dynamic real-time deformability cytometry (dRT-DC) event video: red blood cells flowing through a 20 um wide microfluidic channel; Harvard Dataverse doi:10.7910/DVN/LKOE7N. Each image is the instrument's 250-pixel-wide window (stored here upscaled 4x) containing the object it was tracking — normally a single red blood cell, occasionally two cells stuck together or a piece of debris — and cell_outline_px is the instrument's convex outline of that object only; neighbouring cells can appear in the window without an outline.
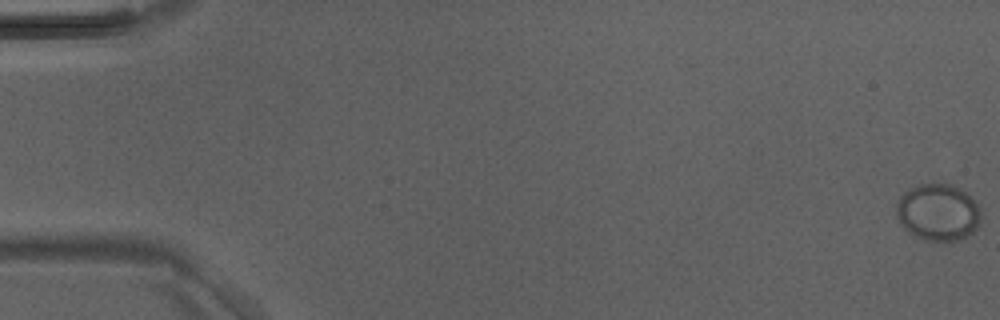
{"species": "Egyptian fruit bat (a non-hibernating species)", "species_latin": "Rousettus aegyptiacus", "temperature_condition": "room temperature", "stored_images_in_passage": 47, "camera_frame_rate_fps": 3000, "um_per_image_px": 0.085, "animal": {"sex": "male"}, "frame": {"image": 1, "passage_image": 1, "time_ms": 0.0, "image_size_px": [1000, 320], "cell_outline_px": [[980, 224], [972, 232], [960, 240], [924, 240], [904, 228], [896, 216], [896, 204], [900, 196], [908, 188], [920, 184], [952, 184], [960, 188], [972, 196], [980, 208]], "centroid_in_image_um": [79.74, 18.02], "position_along_channel_um": 5.3, "area_um2": 28.09}}
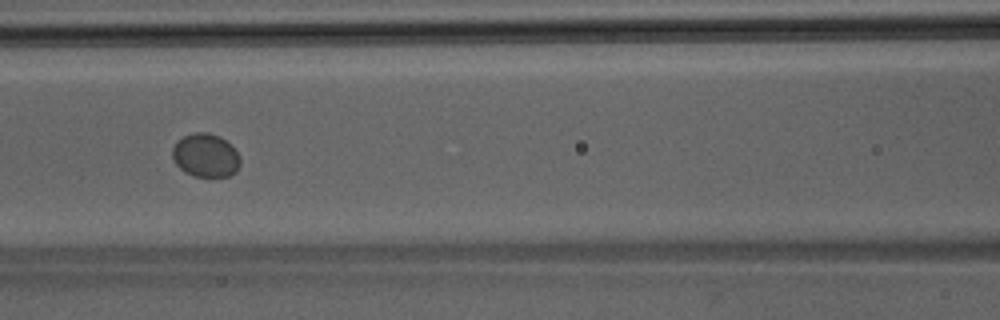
{"frame": {"image": 2, "passage_image": 22, "time_ms": 7.0, "image_size_px": [1000, 320], "cell_outline_px": [[240, 164], [236, 172], [228, 176], [192, 176], [184, 172], [172, 160], [172, 148], [184, 136], [196, 132], [208, 132], [220, 136], [240, 156]], "centroid_in_image_um": [17.46, 13.22], "position_along_channel_um": 149.1, "area_um2": 17.05}}
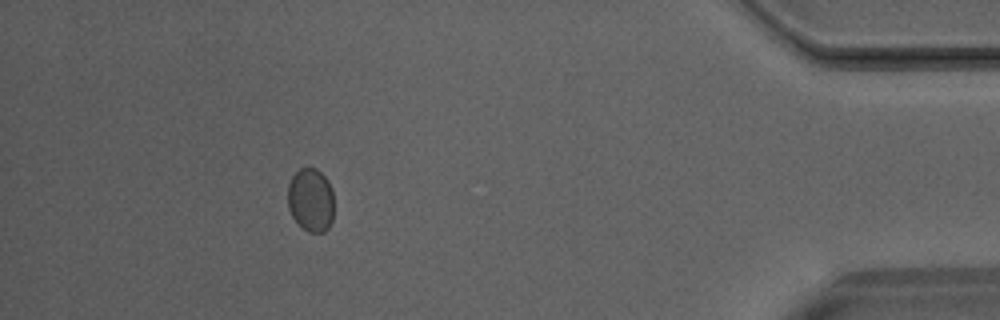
{"frame": {"image": 3, "passage_image": 43, "time_ms": 14.0, "image_size_px": [1000, 320], "cell_outline_px": [[332, 220], [328, 228], [324, 232], [308, 232], [292, 216], [288, 208], [288, 184], [292, 176], [300, 168], [316, 168], [328, 180], [332, 188]], "centroid_in_image_um": [26.41, 16.98], "position_along_channel_um": 408.8, "area_um2": 16.99}}